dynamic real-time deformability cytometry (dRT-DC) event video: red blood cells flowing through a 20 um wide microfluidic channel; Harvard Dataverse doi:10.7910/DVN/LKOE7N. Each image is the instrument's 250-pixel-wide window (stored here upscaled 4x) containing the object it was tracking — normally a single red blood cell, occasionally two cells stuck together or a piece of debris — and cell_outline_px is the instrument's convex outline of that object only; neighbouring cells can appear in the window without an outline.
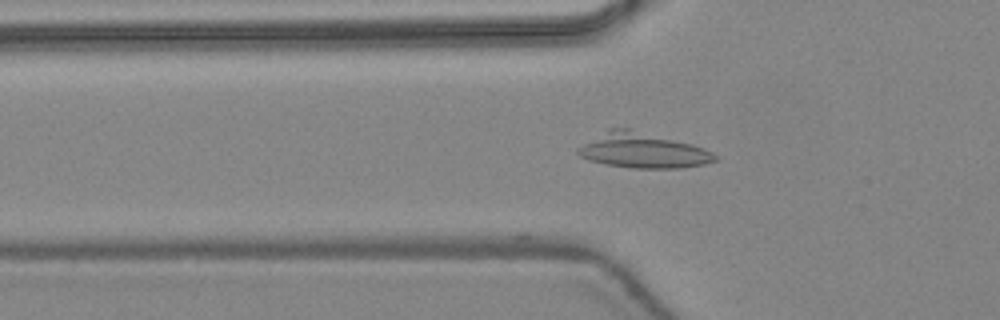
{"species": "common noctule bat (a hibernating species)", "species_latin": "Nyctalus noctula", "temperature_condition": "warm", "stored_images_in_passage": 12, "camera_frame_rate_fps": 3000, "um_per_image_px": 0.085, "animal": {"sex": "female", "body_mass_g": 24.6, "forearm_length_mm": 56.2}, "frame": {"image": 1, "passage_image": 12, "time_ms": 3.667, "image_size_px": [1000, 320], "cell_outline_px": [[716, 160], [704, 164], [680, 168], [632, 168], [604, 164], [588, 160], [580, 156], [576, 152], [576, 148], [608, 128], [632, 128], [692, 144], [704, 148], [712, 152], [716, 156]], "centroid_in_image_um": [54.6, 12.78], "position_along_channel_um": 71.2, "area_um2": 28.15}}